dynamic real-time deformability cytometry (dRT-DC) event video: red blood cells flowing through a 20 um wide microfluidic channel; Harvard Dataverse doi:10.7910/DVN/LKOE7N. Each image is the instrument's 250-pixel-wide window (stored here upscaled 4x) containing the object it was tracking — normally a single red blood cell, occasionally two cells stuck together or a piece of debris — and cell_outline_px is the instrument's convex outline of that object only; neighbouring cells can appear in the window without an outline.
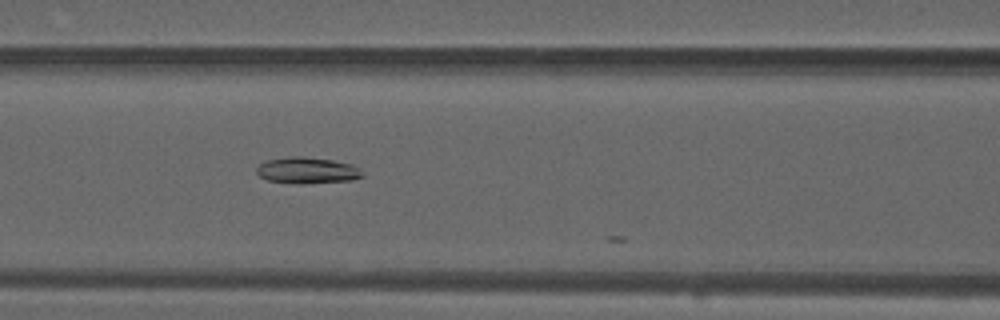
{"species": "common noctule bat (a hibernating species)", "species_latin": "Nyctalus noctula", "temperature_condition": "warm", "stored_images_in_passage": 21, "camera_frame_rate_fps": 3000, "um_per_image_px": 0.085, "animal": {"sex": "male", "forearm_length_mm": 52.5}, "frame": {"image": 1, "passage_image": 17, "time_ms": 5.333, "image_size_px": [1000, 320], "cell_outline_px": [[364, 176], [352, 180], [268, 180], [260, 176], [256, 172], [256, 168], [264, 160], [292, 156], [300, 156], [332, 160], [352, 164]], "centroid_in_image_um": [26.07, 14.4], "position_along_channel_um": 140.5, "area_um2": 14.85}}
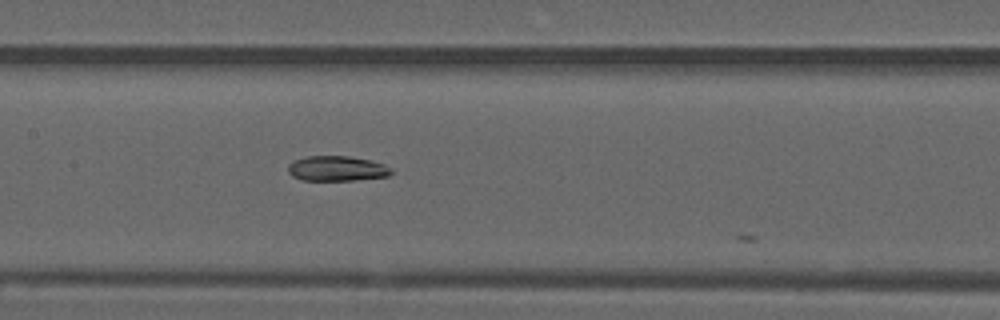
{"frame": {"image": 2, "passage_image": 20, "time_ms": 6.333, "image_size_px": [1000, 320], "cell_outline_px": [[396, 172], [388, 176], [352, 180], [300, 180], [292, 176], [288, 172], [288, 164], [296, 160], [308, 156], [348, 156], [372, 160], [384, 164], [392, 168]], "centroid_in_image_um": [28.68, 14.32], "position_along_channel_um": 178.7, "area_um2": 15.2}}